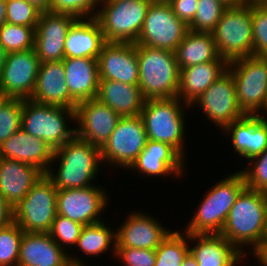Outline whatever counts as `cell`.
Wrapping results in <instances>:
<instances>
[{"label":"cell","instance_id":"6da1fadb","mask_svg":"<svg viewBox=\"0 0 267 266\" xmlns=\"http://www.w3.org/2000/svg\"><path fill=\"white\" fill-rule=\"evenodd\" d=\"M52 166L55 167L52 168ZM100 166L103 167L100 148L74 136L53 151L52 161L46 175L52 180L57 190L86 188L94 185L93 182L100 175L98 174L101 170Z\"/></svg>","mask_w":267,"mask_h":266},{"label":"cell","instance_id":"7a4b0ae2","mask_svg":"<svg viewBox=\"0 0 267 266\" xmlns=\"http://www.w3.org/2000/svg\"><path fill=\"white\" fill-rule=\"evenodd\" d=\"M266 232L267 193L245 187L230 208L220 235L246 256L245 248L251 250Z\"/></svg>","mask_w":267,"mask_h":266},{"label":"cell","instance_id":"3957f363","mask_svg":"<svg viewBox=\"0 0 267 266\" xmlns=\"http://www.w3.org/2000/svg\"><path fill=\"white\" fill-rule=\"evenodd\" d=\"M246 187L240 171L218 180L206 190L200 204L184 229L188 234H220L230 208L240 192Z\"/></svg>","mask_w":267,"mask_h":266},{"label":"cell","instance_id":"277c9868","mask_svg":"<svg viewBox=\"0 0 267 266\" xmlns=\"http://www.w3.org/2000/svg\"><path fill=\"white\" fill-rule=\"evenodd\" d=\"M138 86L145 99L175 98L179 89L180 69L175 52L136 45Z\"/></svg>","mask_w":267,"mask_h":266},{"label":"cell","instance_id":"5b68a950","mask_svg":"<svg viewBox=\"0 0 267 266\" xmlns=\"http://www.w3.org/2000/svg\"><path fill=\"white\" fill-rule=\"evenodd\" d=\"M189 108L178 97L146 99L140 115L148 140L168 143L186 158L185 115Z\"/></svg>","mask_w":267,"mask_h":266},{"label":"cell","instance_id":"8992f818","mask_svg":"<svg viewBox=\"0 0 267 266\" xmlns=\"http://www.w3.org/2000/svg\"><path fill=\"white\" fill-rule=\"evenodd\" d=\"M73 122L74 109L24 99L21 129L33 137L44 140L53 151L75 136V127H71L72 124L75 125Z\"/></svg>","mask_w":267,"mask_h":266},{"label":"cell","instance_id":"52a82bcc","mask_svg":"<svg viewBox=\"0 0 267 266\" xmlns=\"http://www.w3.org/2000/svg\"><path fill=\"white\" fill-rule=\"evenodd\" d=\"M152 1L101 0L96 19L106 42L136 43Z\"/></svg>","mask_w":267,"mask_h":266},{"label":"cell","instance_id":"ba28073f","mask_svg":"<svg viewBox=\"0 0 267 266\" xmlns=\"http://www.w3.org/2000/svg\"><path fill=\"white\" fill-rule=\"evenodd\" d=\"M211 34L227 62L253 55L251 3L228 6Z\"/></svg>","mask_w":267,"mask_h":266},{"label":"cell","instance_id":"9c48e42d","mask_svg":"<svg viewBox=\"0 0 267 266\" xmlns=\"http://www.w3.org/2000/svg\"><path fill=\"white\" fill-rule=\"evenodd\" d=\"M57 215V188L44 174L13 207V222L29 233H49Z\"/></svg>","mask_w":267,"mask_h":266},{"label":"cell","instance_id":"30bf717a","mask_svg":"<svg viewBox=\"0 0 267 266\" xmlns=\"http://www.w3.org/2000/svg\"><path fill=\"white\" fill-rule=\"evenodd\" d=\"M238 104L246 115H259L267 102V57L251 55L228 62Z\"/></svg>","mask_w":267,"mask_h":266},{"label":"cell","instance_id":"8fae6325","mask_svg":"<svg viewBox=\"0 0 267 266\" xmlns=\"http://www.w3.org/2000/svg\"><path fill=\"white\" fill-rule=\"evenodd\" d=\"M147 140L141 115L121 117L115 130L100 149L103 166H109L108 169H129L145 148Z\"/></svg>","mask_w":267,"mask_h":266},{"label":"cell","instance_id":"7c38bea8","mask_svg":"<svg viewBox=\"0 0 267 266\" xmlns=\"http://www.w3.org/2000/svg\"><path fill=\"white\" fill-rule=\"evenodd\" d=\"M188 30V25L174 14L171 4L152 1L135 44L175 52Z\"/></svg>","mask_w":267,"mask_h":266},{"label":"cell","instance_id":"4fadbf2b","mask_svg":"<svg viewBox=\"0 0 267 266\" xmlns=\"http://www.w3.org/2000/svg\"><path fill=\"white\" fill-rule=\"evenodd\" d=\"M196 106L221 131L246 116L238 104L234 78L228 69L190 105L191 110Z\"/></svg>","mask_w":267,"mask_h":266},{"label":"cell","instance_id":"5bb4252c","mask_svg":"<svg viewBox=\"0 0 267 266\" xmlns=\"http://www.w3.org/2000/svg\"><path fill=\"white\" fill-rule=\"evenodd\" d=\"M107 192L97 184L86 188L57 190V214L83 226L103 221L101 215L111 201Z\"/></svg>","mask_w":267,"mask_h":266},{"label":"cell","instance_id":"9a60e30c","mask_svg":"<svg viewBox=\"0 0 267 266\" xmlns=\"http://www.w3.org/2000/svg\"><path fill=\"white\" fill-rule=\"evenodd\" d=\"M121 116L96 98L80 102L75 108V136L102 148Z\"/></svg>","mask_w":267,"mask_h":266},{"label":"cell","instance_id":"2e32d148","mask_svg":"<svg viewBox=\"0 0 267 266\" xmlns=\"http://www.w3.org/2000/svg\"><path fill=\"white\" fill-rule=\"evenodd\" d=\"M40 66L34 49L7 53L0 89L9 98L30 99Z\"/></svg>","mask_w":267,"mask_h":266},{"label":"cell","instance_id":"e0dca14e","mask_svg":"<svg viewBox=\"0 0 267 266\" xmlns=\"http://www.w3.org/2000/svg\"><path fill=\"white\" fill-rule=\"evenodd\" d=\"M74 255L75 253L71 255L61 248L49 233L24 232L17 264L28 266H89L84 259Z\"/></svg>","mask_w":267,"mask_h":266},{"label":"cell","instance_id":"ac0fdd59","mask_svg":"<svg viewBox=\"0 0 267 266\" xmlns=\"http://www.w3.org/2000/svg\"><path fill=\"white\" fill-rule=\"evenodd\" d=\"M171 145L165 142L147 140L145 148L140 152L136 161L128 169L131 173L144 177L182 178L186 172L187 159ZM167 176V177H166Z\"/></svg>","mask_w":267,"mask_h":266},{"label":"cell","instance_id":"d6986e66","mask_svg":"<svg viewBox=\"0 0 267 266\" xmlns=\"http://www.w3.org/2000/svg\"><path fill=\"white\" fill-rule=\"evenodd\" d=\"M139 211L127 214L125 221L115 228L116 247L156 249L170 234L171 229L162 226L159 219Z\"/></svg>","mask_w":267,"mask_h":266},{"label":"cell","instance_id":"ffe728a7","mask_svg":"<svg viewBox=\"0 0 267 266\" xmlns=\"http://www.w3.org/2000/svg\"><path fill=\"white\" fill-rule=\"evenodd\" d=\"M74 17L43 11L35 28L34 51L40 63L59 62L64 59L66 35Z\"/></svg>","mask_w":267,"mask_h":266},{"label":"cell","instance_id":"44dd1931","mask_svg":"<svg viewBox=\"0 0 267 266\" xmlns=\"http://www.w3.org/2000/svg\"><path fill=\"white\" fill-rule=\"evenodd\" d=\"M97 60L99 80L138 85L139 68L135 43L106 42Z\"/></svg>","mask_w":267,"mask_h":266},{"label":"cell","instance_id":"7402d4cb","mask_svg":"<svg viewBox=\"0 0 267 266\" xmlns=\"http://www.w3.org/2000/svg\"><path fill=\"white\" fill-rule=\"evenodd\" d=\"M221 132L231 137L232 150L236 151L234 153L240 159L245 158V161L259 156L267 149V120L259 115H246L230 123Z\"/></svg>","mask_w":267,"mask_h":266},{"label":"cell","instance_id":"603a6c76","mask_svg":"<svg viewBox=\"0 0 267 266\" xmlns=\"http://www.w3.org/2000/svg\"><path fill=\"white\" fill-rule=\"evenodd\" d=\"M63 61L40 63L30 100L51 106L76 108L65 79Z\"/></svg>","mask_w":267,"mask_h":266},{"label":"cell","instance_id":"cb8c5ba5","mask_svg":"<svg viewBox=\"0 0 267 266\" xmlns=\"http://www.w3.org/2000/svg\"><path fill=\"white\" fill-rule=\"evenodd\" d=\"M188 244L198 266H238L247 259L220 234H188Z\"/></svg>","mask_w":267,"mask_h":266},{"label":"cell","instance_id":"d4e9b609","mask_svg":"<svg viewBox=\"0 0 267 266\" xmlns=\"http://www.w3.org/2000/svg\"><path fill=\"white\" fill-rule=\"evenodd\" d=\"M0 157L35 166L46 174L53 150L41 138L33 137L20 129L0 145Z\"/></svg>","mask_w":267,"mask_h":266},{"label":"cell","instance_id":"484cf974","mask_svg":"<svg viewBox=\"0 0 267 266\" xmlns=\"http://www.w3.org/2000/svg\"><path fill=\"white\" fill-rule=\"evenodd\" d=\"M43 175L35 166L0 157V194L14 207Z\"/></svg>","mask_w":267,"mask_h":266},{"label":"cell","instance_id":"4316f807","mask_svg":"<svg viewBox=\"0 0 267 266\" xmlns=\"http://www.w3.org/2000/svg\"><path fill=\"white\" fill-rule=\"evenodd\" d=\"M65 79L71 100L95 99L99 86L98 60L94 58H64Z\"/></svg>","mask_w":267,"mask_h":266},{"label":"cell","instance_id":"83f0119b","mask_svg":"<svg viewBox=\"0 0 267 266\" xmlns=\"http://www.w3.org/2000/svg\"><path fill=\"white\" fill-rule=\"evenodd\" d=\"M105 43L104 34L96 18L77 19L67 32L64 58L98 59Z\"/></svg>","mask_w":267,"mask_h":266},{"label":"cell","instance_id":"f1b7e54d","mask_svg":"<svg viewBox=\"0 0 267 266\" xmlns=\"http://www.w3.org/2000/svg\"><path fill=\"white\" fill-rule=\"evenodd\" d=\"M227 68V61H210L180 69L177 97L190 106Z\"/></svg>","mask_w":267,"mask_h":266},{"label":"cell","instance_id":"f546056e","mask_svg":"<svg viewBox=\"0 0 267 266\" xmlns=\"http://www.w3.org/2000/svg\"><path fill=\"white\" fill-rule=\"evenodd\" d=\"M96 99L121 117L140 115L146 100L138 85L114 80H99Z\"/></svg>","mask_w":267,"mask_h":266},{"label":"cell","instance_id":"4dcf8cb0","mask_svg":"<svg viewBox=\"0 0 267 266\" xmlns=\"http://www.w3.org/2000/svg\"><path fill=\"white\" fill-rule=\"evenodd\" d=\"M179 69L210 61H226L219 56L216 43L210 32L188 30L175 51Z\"/></svg>","mask_w":267,"mask_h":266},{"label":"cell","instance_id":"1f68e13d","mask_svg":"<svg viewBox=\"0 0 267 266\" xmlns=\"http://www.w3.org/2000/svg\"><path fill=\"white\" fill-rule=\"evenodd\" d=\"M105 220L98 223L85 225L82 228L80 237L78 238L75 249L82 252L85 256L94 258L101 254L111 253L115 257L116 250V229L113 231V227L110 224H106ZM112 228V229H111ZM111 246V247H110Z\"/></svg>","mask_w":267,"mask_h":266},{"label":"cell","instance_id":"d6a6232c","mask_svg":"<svg viewBox=\"0 0 267 266\" xmlns=\"http://www.w3.org/2000/svg\"><path fill=\"white\" fill-rule=\"evenodd\" d=\"M172 230L155 249V266H181L189 253L188 233Z\"/></svg>","mask_w":267,"mask_h":266},{"label":"cell","instance_id":"836d02e7","mask_svg":"<svg viewBox=\"0 0 267 266\" xmlns=\"http://www.w3.org/2000/svg\"><path fill=\"white\" fill-rule=\"evenodd\" d=\"M35 29L4 23L0 27V44L7 53L34 48Z\"/></svg>","mask_w":267,"mask_h":266},{"label":"cell","instance_id":"e575fe53","mask_svg":"<svg viewBox=\"0 0 267 266\" xmlns=\"http://www.w3.org/2000/svg\"><path fill=\"white\" fill-rule=\"evenodd\" d=\"M228 6L220 0H198V8L189 30L212 32Z\"/></svg>","mask_w":267,"mask_h":266},{"label":"cell","instance_id":"d590c367","mask_svg":"<svg viewBox=\"0 0 267 266\" xmlns=\"http://www.w3.org/2000/svg\"><path fill=\"white\" fill-rule=\"evenodd\" d=\"M23 233L16 222L0 229V266H17Z\"/></svg>","mask_w":267,"mask_h":266},{"label":"cell","instance_id":"8d00e7d4","mask_svg":"<svg viewBox=\"0 0 267 266\" xmlns=\"http://www.w3.org/2000/svg\"><path fill=\"white\" fill-rule=\"evenodd\" d=\"M6 23L36 28L43 12L27 0H5Z\"/></svg>","mask_w":267,"mask_h":266},{"label":"cell","instance_id":"74e56055","mask_svg":"<svg viewBox=\"0 0 267 266\" xmlns=\"http://www.w3.org/2000/svg\"><path fill=\"white\" fill-rule=\"evenodd\" d=\"M100 0H51L49 12L65 14L75 19L96 18Z\"/></svg>","mask_w":267,"mask_h":266},{"label":"cell","instance_id":"f35d334b","mask_svg":"<svg viewBox=\"0 0 267 266\" xmlns=\"http://www.w3.org/2000/svg\"><path fill=\"white\" fill-rule=\"evenodd\" d=\"M83 227L82 224L57 214L49 235L61 248L67 251L70 250V247L74 249L77 245Z\"/></svg>","mask_w":267,"mask_h":266},{"label":"cell","instance_id":"ab89813d","mask_svg":"<svg viewBox=\"0 0 267 266\" xmlns=\"http://www.w3.org/2000/svg\"><path fill=\"white\" fill-rule=\"evenodd\" d=\"M24 99L9 98L0 109V145L21 129Z\"/></svg>","mask_w":267,"mask_h":266},{"label":"cell","instance_id":"60d3db41","mask_svg":"<svg viewBox=\"0 0 267 266\" xmlns=\"http://www.w3.org/2000/svg\"><path fill=\"white\" fill-rule=\"evenodd\" d=\"M246 163V168L239 169L246 187L267 193V149Z\"/></svg>","mask_w":267,"mask_h":266},{"label":"cell","instance_id":"b9f144b4","mask_svg":"<svg viewBox=\"0 0 267 266\" xmlns=\"http://www.w3.org/2000/svg\"><path fill=\"white\" fill-rule=\"evenodd\" d=\"M253 55L267 57V6L251 4Z\"/></svg>","mask_w":267,"mask_h":266},{"label":"cell","instance_id":"7bdbcfd3","mask_svg":"<svg viewBox=\"0 0 267 266\" xmlns=\"http://www.w3.org/2000/svg\"><path fill=\"white\" fill-rule=\"evenodd\" d=\"M115 258L123 266H155V249H137L129 247H116Z\"/></svg>","mask_w":267,"mask_h":266},{"label":"cell","instance_id":"ee69618b","mask_svg":"<svg viewBox=\"0 0 267 266\" xmlns=\"http://www.w3.org/2000/svg\"><path fill=\"white\" fill-rule=\"evenodd\" d=\"M171 4L174 14L189 25L196 14L198 0H174Z\"/></svg>","mask_w":267,"mask_h":266},{"label":"cell","instance_id":"f6af8a7d","mask_svg":"<svg viewBox=\"0 0 267 266\" xmlns=\"http://www.w3.org/2000/svg\"><path fill=\"white\" fill-rule=\"evenodd\" d=\"M248 251L246 250V256L249 255L250 257L251 253V257L254 255L259 266H267V239L265 237Z\"/></svg>","mask_w":267,"mask_h":266},{"label":"cell","instance_id":"bcb514c9","mask_svg":"<svg viewBox=\"0 0 267 266\" xmlns=\"http://www.w3.org/2000/svg\"><path fill=\"white\" fill-rule=\"evenodd\" d=\"M13 222V207L0 194V229Z\"/></svg>","mask_w":267,"mask_h":266},{"label":"cell","instance_id":"7dc6e473","mask_svg":"<svg viewBox=\"0 0 267 266\" xmlns=\"http://www.w3.org/2000/svg\"><path fill=\"white\" fill-rule=\"evenodd\" d=\"M27 1L36 5L42 11H49L51 0H27Z\"/></svg>","mask_w":267,"mask_h":266},{"label":"cell","instance_id":"c3c4849f","mask_svg":"<svg viewBox=\"0 0 267 266\" xmlns=\"http://www.w3.org/2000/svg\"><path fill=\"white\" fill-rule=\"evenodd\" d=\"M6 22V3L0 0V27Z\"/></svg>","mask_w":267,"mask_h":266},{"label":"cell","instance_id":"681fc988","mask_svg":"<svg viewBox=\"0 0 267 266\" xmlns=\"http://www.w3.org/2000/svg\"><path fill=\"white\" fill-rule=\"evenodd\" d=\"M181 266H198V263L195 260V258L192 256V254L189 252L184 258Z\"/></svg>","mask_w":267,"mask_h":266},{"label":"cell","instance_id":"f907efd6","mask_svg":"<svg viewBox=\"0 0 267 266\" xmlns=\"http://www.w3.org/2000/svg\"><path fill=\"white\" fill-rule=\"evenodd\" d=\"M6 56H7V52L4 50V48L0 44V78H1L3 67L6 61Z\"/></svg>","mask_w":267,"mask_h":266},{"label":"cell","instance_id":"816d5d0a","mask_svg":"<svg viewBox=\"0 0 267 266\" xmlns=\"http://www.w3.org/2000/svg\"><path fill=\"white\" fill-rule=\"evenodd\" d=\"M227 6H238L248 2V0H220Z\"/></svg>","mask_w":267,"mask_h":266},{"label":"cell","instance_id":"f5cc1de1","mask_svg":"<svg viewBox=\"0 0 267 266\" xmlns=\"http://www.w3.org/2000/svg\"><path fill=\"white\" fill-rule=\"evenodd\" d=\"M248 2L257 6H267V0H248Z\"/></svg>","mask_w":267,"mask_h":266},{"label":"cell","instance_id":"db71d44e","mask_svg":"<svg viewBox=\"0 0 267 266\" xmlns=\"http://www.w3.org/2000/svg\"><path fill=\"white\" fill-rule=\"evenodd\" d=\"M8 99L9 97L0 89V109Z\"/></svg>","mask_w":267,"mask_h":266},{"label":"cell","instance_id":"11a10c76","mask_svg":"<svg viewBox=\"0 0 267 266\" xmlns=\"http://www.w3.org/2000/svg\"><path fill=\"white\" fill-rule=\"evenodd\" d=\"M259 116H261L262 118L267 120V102H266L262 112L259 114Z\"/></svg>","mask_w":267,"mask_h":266},{"label":"cell","instance_id":"9f6ffc18","mask_svg":"<svg viewBox=\"0 0 267 266\" xmlns=\"http://www.w3.org/2000/svg\"><path fill=\"white\" fill-rule=\"evenodd\" d=\"M154 2H159V3H167L170 4L172 3L174 0H153Z\"/></svg>","mask_w":267,"mask_h":266}]
</instances>
